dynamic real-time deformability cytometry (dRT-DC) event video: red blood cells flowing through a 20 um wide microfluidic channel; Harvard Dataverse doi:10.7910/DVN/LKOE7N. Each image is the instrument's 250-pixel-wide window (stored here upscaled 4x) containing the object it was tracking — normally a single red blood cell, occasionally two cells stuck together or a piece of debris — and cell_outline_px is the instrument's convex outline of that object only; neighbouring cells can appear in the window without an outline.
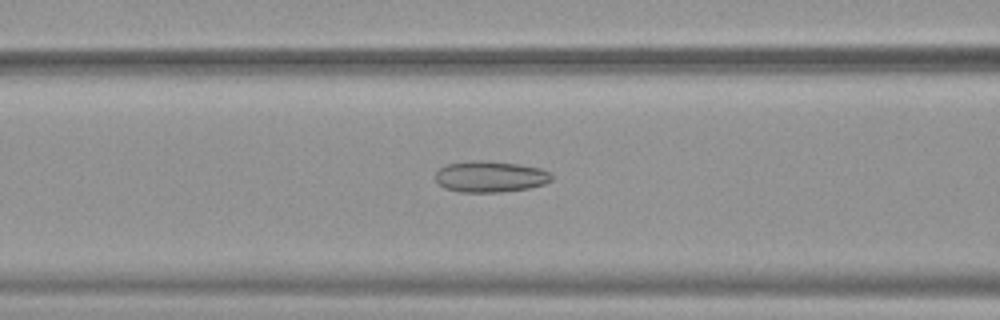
{"species": "common noctule bat (a hibernating species)", "species_latin": "Nyctalus noctula", "temperature_condition": "warm", "stored_images_in_passage": 52, "camera_frame_rate_fps": 3000, "um_per_image_px": 0.085, "animal": {"sex": "female", "body_mass_g": 19.9}, "frame": {"image": 1, "passage_image": 22, "time_ms": 7.0, "image_size_px": [1000, 320], "cell_outline_px": [[552, 180], [544, 184], [528, 188], [500, 192], [460, 192], [444, 188], [436, 184], [436, 172], [440, 168], [448, 164], [480, 160], [484, 160], [516, 164], [540, 168], [548, 172], [552, 176]], "centroid_in_image_um": [41.64, 15.02], "position_along_channel_um": 125.0, "area_um2": 20.98}}
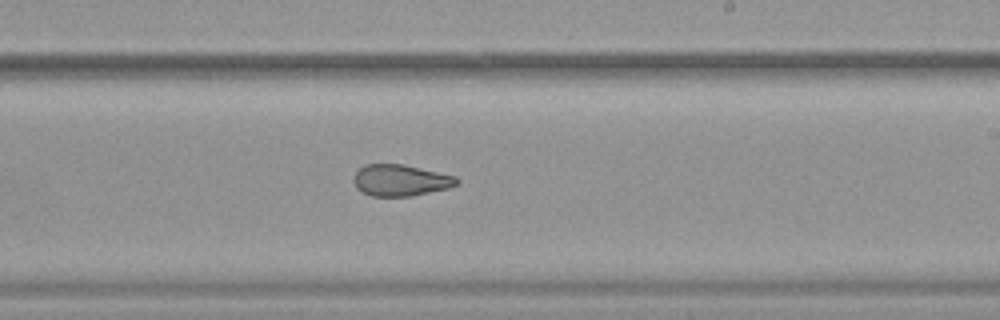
{"frame": {"image": 2, "passage_image": 32, "time_ms": 10.333, "image_size_px": [1000, 320], "cell_outline_px": [[460, 184], [448, 188], [412, 196], [372, 196], [356, 188], [352, 180], [356, 172], [364, 164], [404, 164], [456, 176], [460, 180]], "centroid_in_image_um": [34.06, 15.32], "position_along_channel_um": 254.9, "area_um2": 19.02}}
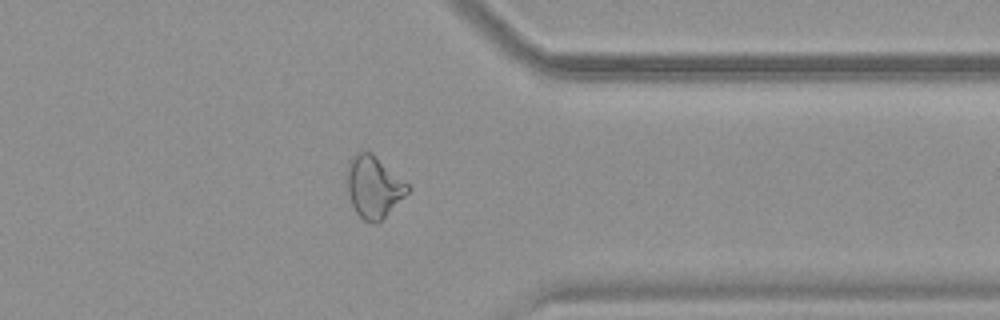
{"frame": {"image": 3, "passage_image": 42, "time_ms": 13.667, "image_size_px": [1000, 320], "cell_outline_px": [[412, 188], [376, 224], [372, 224], [364, 220], [356, 212], [352, 204], [348, 192], [348, 160], [356, 152], [372, 152], [408, 184]], "centroid_in_image_um": [31.76, 15.86], "position_along_channel_um": 379.6, "area_um2": 21.44}, "authors_computed_cell_mechanics": {"area_um2": 24.0448, "velocity_mm_per_s": 3.9183, "shape_relaxation_time_tau1_ms": null, "shape_relaxation_time_tau2_ms": 2.3407, "deformation_change_tau1": null, "deformation_change_tau2": 0.0925}}